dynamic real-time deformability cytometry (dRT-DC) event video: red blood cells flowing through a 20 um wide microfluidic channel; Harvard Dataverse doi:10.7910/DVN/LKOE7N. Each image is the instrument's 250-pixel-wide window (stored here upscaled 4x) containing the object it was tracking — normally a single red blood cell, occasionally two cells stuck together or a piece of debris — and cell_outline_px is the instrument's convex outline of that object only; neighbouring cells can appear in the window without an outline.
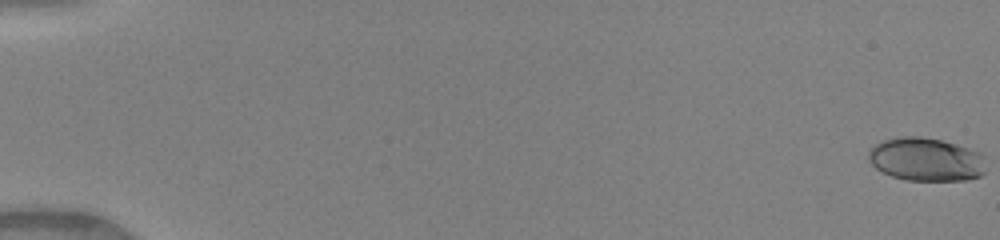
{"species": "human", "species_latin": "Homo sapiens", "temperature_condition": "warm", "stored_images_in_passage": 51, "camera_frame_rate_fps": 3000, "um_per_image_px": 0.085, "donor": {"sex": "female"}, "frame": {"image": 1, "passage_image": 1, "time_ms": 0.0, "image_size_px": [1000, 240], "cell_outline_px": [[984, 172], [980, 176], [964, 180], [908, 180], [892, 176], [876, 168], [868, 160], [868, 148], [884, 140], [900, 136], [920, 136], [940, 140], [956, 144], [980, 152], [984, 156]], "centroid_in_image_um": [78.69, 13.54], "position_along_channel_um": 6.3, "area_um2": 29.65}}
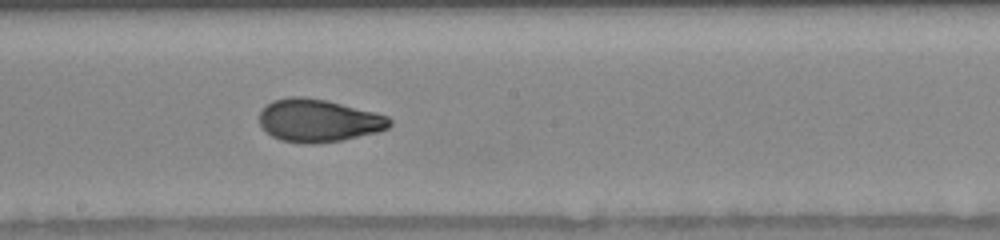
{"frame": {"image": 2, "passage_image": 30, "time_ms": 9.667, "image_size_px": [1000, 240], "cell_outline_px": [[392, 124], [388, 128], [376, 132], [340, 140], [312, 144], [304, 144], [280, 140], [272, 136], [260, 124], [260, 112], [272, 100], [288, 96], [304, 96], [324, 100], [388, 116], [392, 120]], "centroid_in_image_um": [27.04, 10.25], "position_along_channel_um": 221.2, "area_um2": 32.08}}
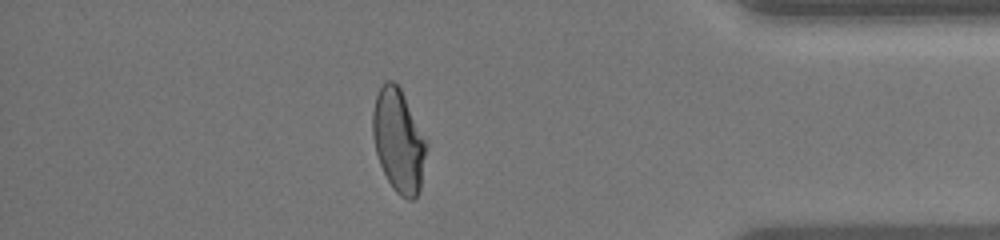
{"frame": {"image": 3, "passage_image": 45, "time_ms": 14.667, "image_size_px": [1000, 240], "cell_outline_px": [[428, 144], [420, 188], [416, 196], [412, 200], [408, 200], [400, 196], [392, 188], [380, 164], [376, 152], [372, 132], [372, 112], [376, 96], [384, 80], [392, 80], [400, 88]], "centroid_in_image_um": [33.87, 11.97], "position_along_channel_um": 401.3, "area_um2": 32.08}, "authors_computed_cell_mechanics": {"area_um2": 31.8478, "velocity_mm_per_s": 4.1339, "shape_relaxation_time_tau1_ms": 6.203, "shape_relaxation_time_tau2_ms": 1.0253, "deformation_change_tau1": 0.2218, "deformation_change_tau2": 0.0657}}